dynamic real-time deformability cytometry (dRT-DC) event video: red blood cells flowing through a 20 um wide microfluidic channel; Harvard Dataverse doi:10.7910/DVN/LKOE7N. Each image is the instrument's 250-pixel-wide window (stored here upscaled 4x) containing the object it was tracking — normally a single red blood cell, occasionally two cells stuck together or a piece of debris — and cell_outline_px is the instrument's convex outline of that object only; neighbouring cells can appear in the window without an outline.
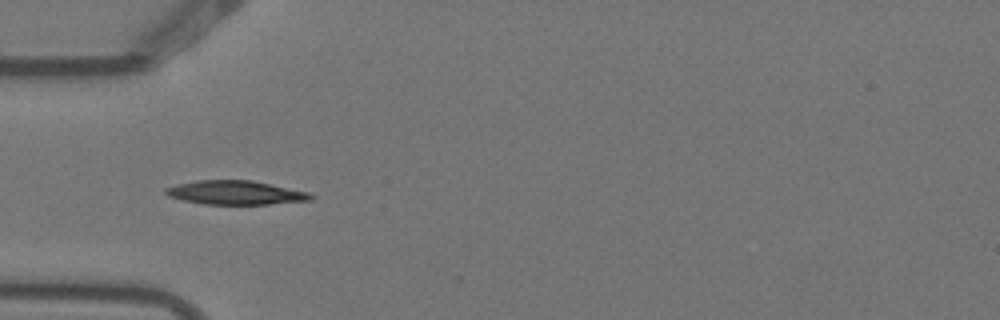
{"species": "Egyptian fruit bat (a non-hibernating species)", "species_latin": "Rousettus aegyptiacus", "temperature_condition": "warm", "stored_images_in_passage": 6, "camera_frame_rate_fps": 3000, "um_per_image_px": 0.085, "animal": {"sex": "female"}, "frame": {"image": 1, "passage_image": 4, "time_ms": 1.0, "image_size_px": [1000, 320], "cell_outline_px": [[316, 196], [312, 200], [268, 204], [204, 204], [184, 200], [168, 196], [164, 192], [164, 188], [176, 184], [196, 180], [252, 180], [308, 192]], "centroid_in_image_um": [20.01, 16.37], "position_along_channel_um": 65.0, "area_um2": 20.23}}
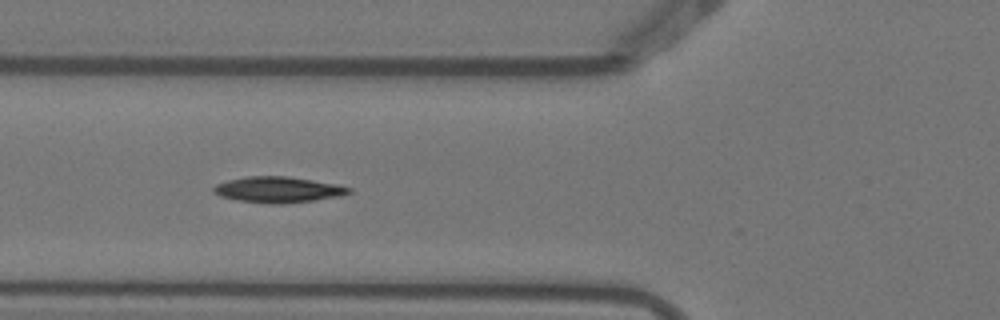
{"frame": {"image": 2, "passage_image": 5, "time_ms": 1.333, "image_size_px": [1000, 320], "cell_outline_px": [[352, 192], [340, 196], [284, 204], [272, 204], [236, 200], [220, 196], [212, 192], [212, 188], [216, 184], [228, 180], [248, 176], [288, 176], [336, 184], [352, 188]], "centroid_in_image_um": [23.61, 16.12], "position_along_channel_um": 102.2, "area_um2": 20.4}}
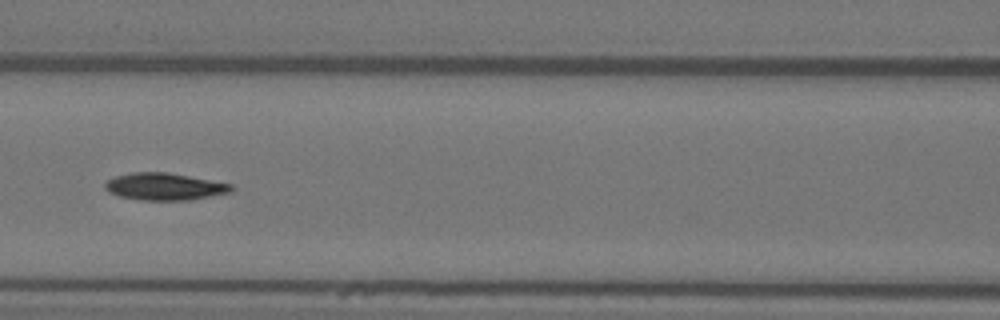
{"frame": {"image": 3, "passage_image": 6, "time_ms": 1.667, "image_size_px": [1000, 320], "cell_outline_px": [[236, 188], [232, 192], [188, 200], [140, 200], [120, 196], [108, 192], [104, 188], [104, 184], [108, 180], [116, 176], [132, 172], [168, 172], [232, 184]], "centroid_in_image_um": [14.0, 15.86], "position_along_channel_um": 152.6, "area_um2": 20.0}}